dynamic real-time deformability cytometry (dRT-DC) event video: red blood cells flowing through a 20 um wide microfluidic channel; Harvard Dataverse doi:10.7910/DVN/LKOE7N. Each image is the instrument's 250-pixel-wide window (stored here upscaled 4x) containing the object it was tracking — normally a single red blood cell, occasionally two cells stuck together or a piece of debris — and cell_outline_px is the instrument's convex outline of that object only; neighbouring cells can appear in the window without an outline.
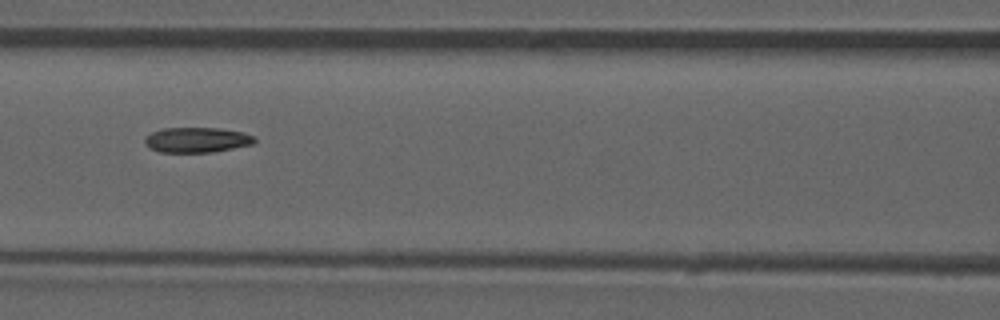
{"species": "common noctule bat (a hibernating species)", "species_latin": "Nyctalus noctula", "temperature_condition": "room temperature", "stored_images_in_passage": 52, "camera_frame_rate_fps": 3000, "um_per_image_px": 0.085, "animal": {"sex": "male", "forearm_length_mm": 52.5}, "frame": {"image": 1, "passage_image": 23, "time_ms": 7.333, "image_size_px": [1000, 320], "cell_outline_px": [[256, 140], [252, 144], [212, 152], [160, 152], [144, 144], [144, 140], [152, 132], [160, 128], [220, 128], [244, 132], [256, 136]], "centroid_in_image_um": [16.76, 11.88], "position_along_channel_um": 149.8, "area_um2": 16.07}, "authors_computed_cell_mechanics": {"area_um2": 16.7331, "velocity_mm_per_s": 3.9149, "shape_relaxation_time_tau1_ms": null, "shape_relaxation_time_tau2_ms": 4.1373, "deformation_change_tau1": null, "deformation_change_tau2": 0.1118}}